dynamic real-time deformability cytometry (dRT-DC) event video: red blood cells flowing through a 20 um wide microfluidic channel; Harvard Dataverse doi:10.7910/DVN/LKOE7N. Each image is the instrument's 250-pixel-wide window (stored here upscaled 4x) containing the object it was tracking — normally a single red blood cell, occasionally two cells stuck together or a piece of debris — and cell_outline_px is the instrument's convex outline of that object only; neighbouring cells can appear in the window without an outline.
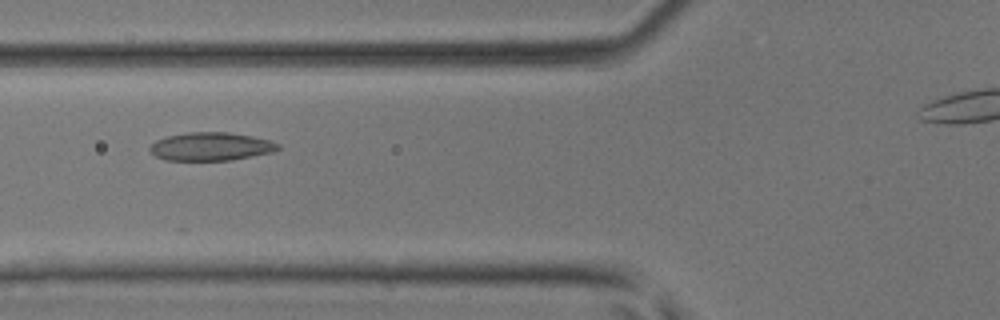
{"species": "common noctule bat (a hibernating species)", "species_latin": "Nyctalus noctula", "temperature_condition": "room temperature", "stored_images_in_passage": 39, "camera_frame_rate_fps": 3000, "um_per_image_px": 0.085, "animal": {"sex": "male", "body_mass_g": 17.9, "forearm_length_mm": 54.2}, "frame": {"image": 1, "passage_image": 16, "time_ms": 5.0, "image_size_px": [1000, 320], "cell_outline_px": [[280, 148], [272, 152], [232, 160], [164, 160], [156, 156], [148, 148], [156, 140], [168, 136], [188, 132], [228, 132], [252, 136], [268, 140], [280, 144]], "centroid_in_image_um": [17.92, 12.45], "position_along_channel_um": 107.9, "area_um2": 20.98}}
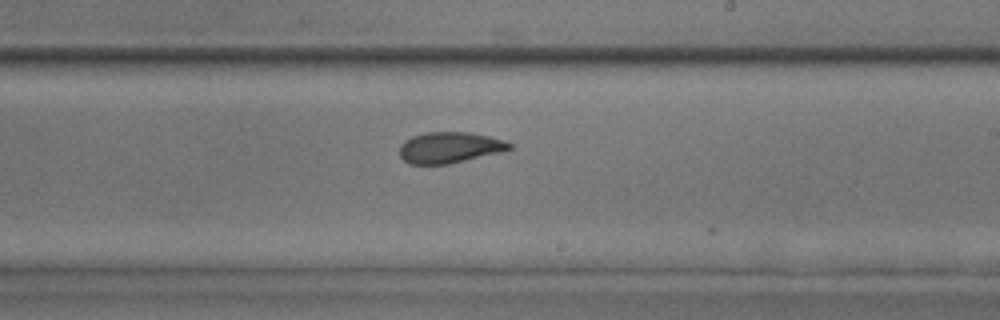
{"frame": {"image": 2, "passage_image": 26, "time_ms": 8.333, "image_size_px": [1000, 320], "cell_outline_px": [[512, 148], [500, 152], [448, 164], [408, 164], [400, 156], [400, 144], [404, 140], [412, 136], [428, 132], [472, 132], [504, 140], [512, 144]], "centroid_in_image_um": [38.19, 12.53], "position_along_channel_um": 250.8, "area_um2": 19.83}}
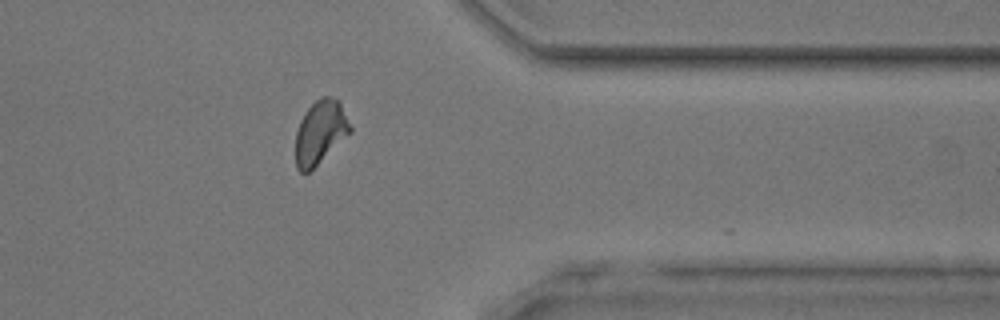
{"frame": {"image": 3, "passage_image": 36, "time_ms": 11.667, "image_size_px": [1000, 320], "cell_outline_px": [[352, 132], [308, 172], [300, 172], [296, 168], [296, 132], [300, 120], [304, 112], [320, 96], [328, 96], [336, 100], [340, 104], [352, 128]], "centroid_in_image_um": [27.21, 11.24], "position_along_channel_um": 384.2, "area_um2": 19.94}}